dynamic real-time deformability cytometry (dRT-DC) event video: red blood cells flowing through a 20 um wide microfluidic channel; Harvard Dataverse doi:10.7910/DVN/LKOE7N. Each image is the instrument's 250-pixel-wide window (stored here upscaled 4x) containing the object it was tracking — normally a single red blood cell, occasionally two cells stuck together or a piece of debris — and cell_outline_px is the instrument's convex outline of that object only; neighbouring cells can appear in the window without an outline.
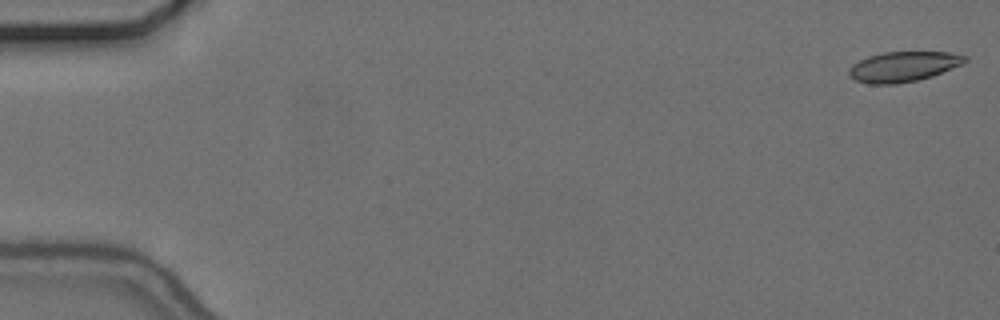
{"species": "common noctule bat (a hibernating species)", "species_latin": "Nyctalus noctula", "temperature_condition": "cold", "stored_images_in_passage": 56, "camera_frame_rate_fps": 3000, "um_per_image_px": 0.085, "animal": {"sex": "female", "body_mass_g": 24.6, "forearm_length_mm": 56.2}, "frame": {"image": 1, "passage_image": 1, "time_ms": 0.0, "image_size_px": [1000, 320], "cell_outline_px": [[968, 60], [964, 64], [932, 76], [916, 80], [896, 84], [868, 84], [856, 80], [848, 76], [848, 68], [852, 64], [868, 56], [884, 52], [948, 52], [968, 56]], "centroid_in_image_um": [76.78, 5.66], "position_along_channel_um": 8.2, "area_um2": 20.52}}
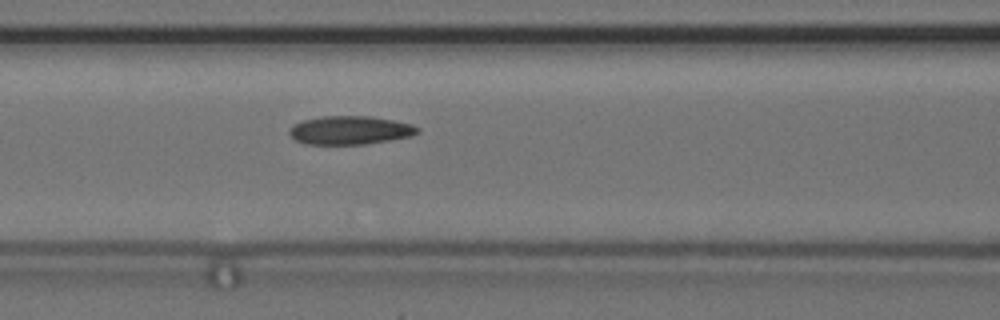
{"frame": {"image": 2, "passage_image": 24, "time_ms": 7.667, "image_size_px": [1000, 320], "cell_outline_px": [[420, 132], [412, 136], [364, 144], [304, 144], [296, 140], [288, 132], [292, 124], [300, 120], [324, 116], [372, 116], [412, 124], [420, 128]], "centroid_in_image_um": [29.74, 11.06], "position_along_channel_um": 136.9, "area_um2": 21.39}}
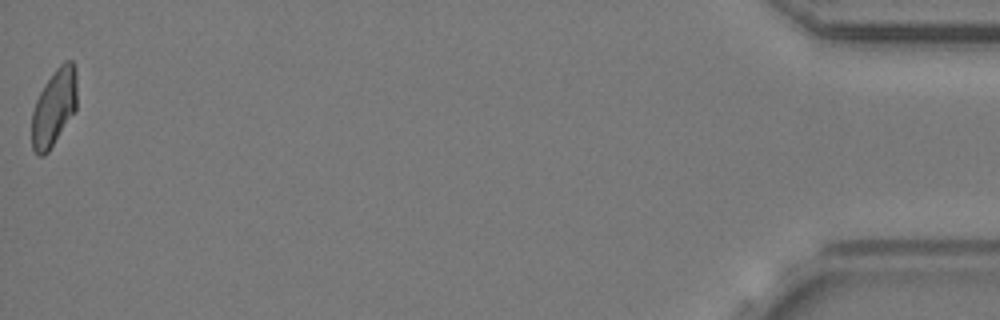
{"frame": {"image": 3, "passage_image": 56, "time_ms": 18.333, "image_size_px": [1000, 320], "cell_outline_px": [[76, 112], [48, 152], [44, 156], [36, 156], [32, 148], [32, 112], [36, 100], [44, 84], [56, 68], [64, 60], [72, 60], [76, 68]], "centroid_in_image_um": [4.6, 9.15], "position_along_channel_um": 430.6, "area_um2": 20.58}, "authors_computed_cell_mechanics": {"area_um2": 21.2993, "velocity_mm_per_s": 3.6647, "shape_relaxation_time_tau1_ms": null, "shape_relaxation_time_tau2_ms": 3.3043, "deformation_change_tau1": null, "deformation_change_tau2": 0.1076}}